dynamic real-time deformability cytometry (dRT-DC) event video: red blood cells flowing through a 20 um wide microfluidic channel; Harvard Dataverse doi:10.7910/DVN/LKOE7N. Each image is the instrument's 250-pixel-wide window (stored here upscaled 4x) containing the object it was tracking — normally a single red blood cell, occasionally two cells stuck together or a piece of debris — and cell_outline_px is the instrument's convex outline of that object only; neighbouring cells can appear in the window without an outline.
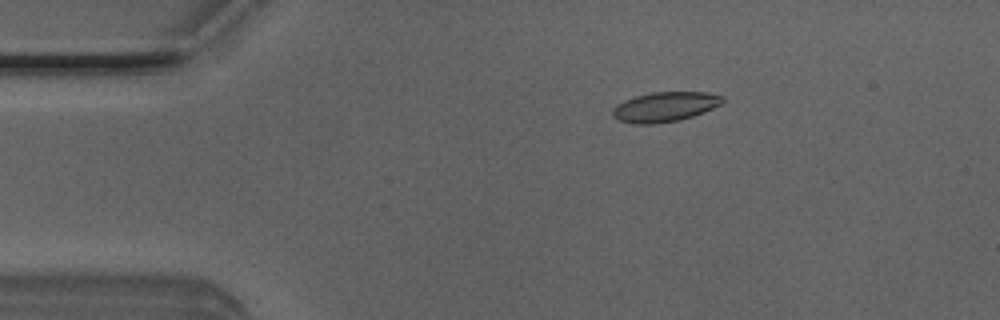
{"species": "Egyptian fruit bat (a non-hibernating species)", "species_latin": "Rousettus aegyptiacus", "temperature_condition": "room temperature", "stored_images_in_passage": 44, "camera_frame_rate_fps": 3000, "um_per_image_px": 0.085, "animal": {"sex": "male"}, "frame": {"image": 1, "passage_image": 2, "time_ms": 0.333, "image_size_px": [1000, 320], "cell_outline_px": [[724, 100], [720, 104], [704, 112], [680, 120], [652, 124], [636, 124], [620, 120], [612, 116], [612, 108], [616, 104], [624, 100], [636, 96], [652, 92], [708, 92], [724, 96]], "centroid_in_image_um": [56.5, 9.07], "position_along_channel_um": 28.5, "area_um2": 19.07}}
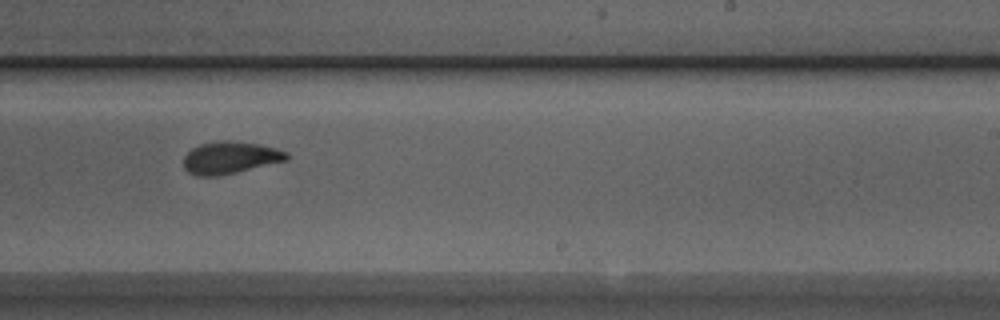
{"frame": {"image": 2, "passage_image": 24, "time_ms": 7.667, "image_size_px": [1000, 320], "cell_outline_px": [[288, 160], [220, 176], [196, 176], [188, 172], [184, 168], [184, 156], [192, 148], [200, 144], [220, 140], [228, 140], [260, 144], [276, 148], [288, 152]], "centroid_in_image_um": [19.56, 13.4], "position_along_channel_um": 269.4, "area_um2": 19.48}}
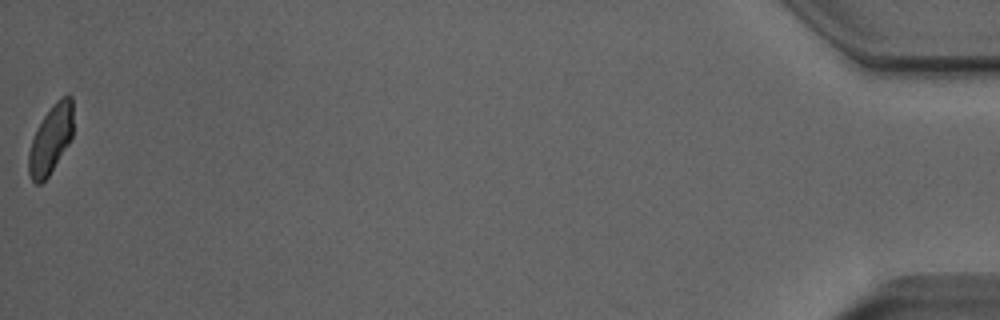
{"frame": {"image": 3, "passage_image": 44, "time_ms": 14.333, "image_size_px": [1000, 320], "cell_outline_px": [[72, 136], [68, 144], [48, 176], [40, 184], [36, 184], [32, 180], [28, 172], [28, 152], [32, 140], [44, 116], [52, 104], [60, 96], [72, 96]], "centroid_in_image_um": [4.3, 11.84], "position_along_channel_um": 430.9, "area_um2": 17.46}, "authors_computed_cell_mechanics": {"area_um2": 19.074, "velocity_mm_per_s": 4.0053, "shape_relaxation_time_tau1_ms": 4.9712, "shape_relaxation_time_tau2_ms": 1.2365, "deformation_change_tau1": 0.148, "deformation_change_tau2": 0.0652}}